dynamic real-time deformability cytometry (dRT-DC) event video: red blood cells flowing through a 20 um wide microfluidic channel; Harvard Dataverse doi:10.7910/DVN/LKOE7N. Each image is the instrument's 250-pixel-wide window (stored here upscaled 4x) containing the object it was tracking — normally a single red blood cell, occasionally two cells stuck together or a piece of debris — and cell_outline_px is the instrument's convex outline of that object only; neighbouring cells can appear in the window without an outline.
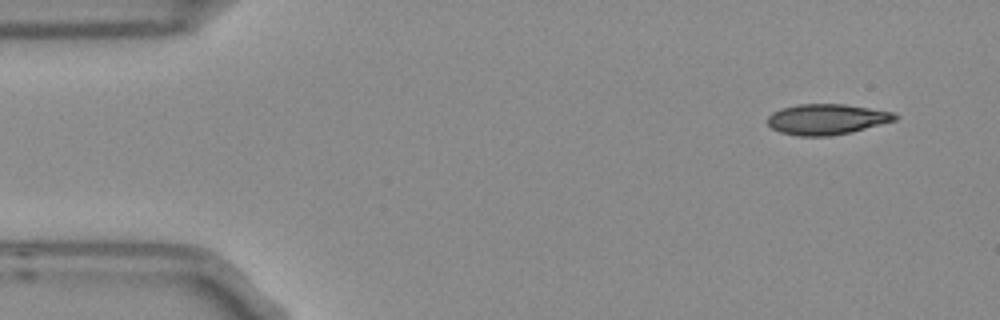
{"species": "Egyptian fruit bat (a non-hibernating species)", "species_latin": "Rousettus aegyptiacus", "temperature_condition": "room temperature", "stored_images_in_passage": 4, "camera_frame_rate_fps": 3000, "um_per_image_px": 0.085, "frame": {"image": 1, "passage_image": 1, "time_ms": 0.0, "image_size_px": [1000, 320], "cell_outline_px": [[900, 116], [896, 120], [852, 132], [828, 136], [800, 136], [780, 132], [772, 128], [768, 124], [768, 116], [772, 112], [780, 108], [796, 104], [844, 104], [896, 112]], "centroid_in_image_um": [70.29, 10.13], "position_along_channel_um": 14.7, "area_um2": 22.89}}
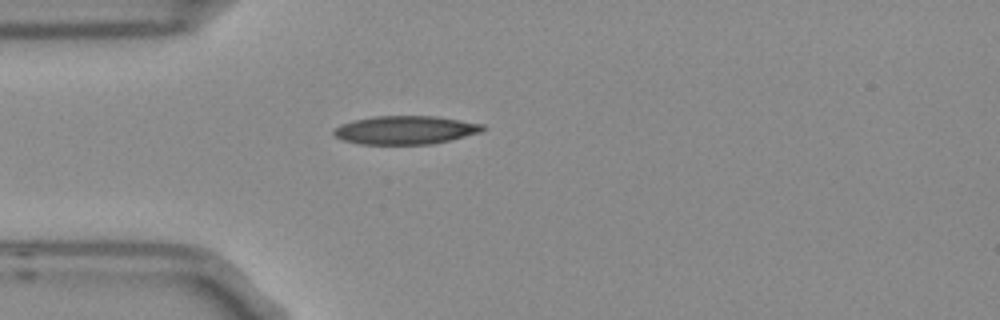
{"frame": {"image": 2, "passage_image": 4, "time_ms": 1.0, "image_size_px": [1000, 320], "cell_outline_px": [[488, 128], [480, 132], [432, 144], [360, 144], [344, 140], [336, 136], [332, 132], [340, 124], [352, 120], [372, 116], [436, 116], [484, 124]], "centroid_in_image_um": [34.46, 11.04], "position_along_channel_um": 50.5, "area_um2": 24.62}}